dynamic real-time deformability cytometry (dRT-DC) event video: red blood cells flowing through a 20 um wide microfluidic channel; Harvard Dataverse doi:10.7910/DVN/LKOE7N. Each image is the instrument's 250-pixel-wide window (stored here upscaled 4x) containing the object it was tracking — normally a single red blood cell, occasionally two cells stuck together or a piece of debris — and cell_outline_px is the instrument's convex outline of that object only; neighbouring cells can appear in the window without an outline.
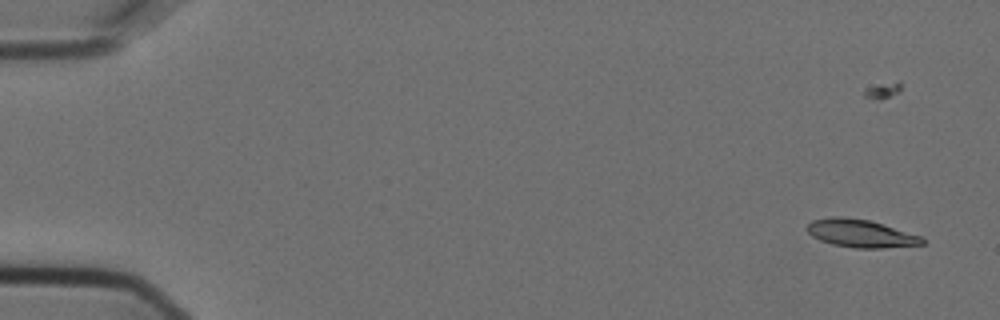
{"species": "Egyptian fruit bat (a non-hibernating species)", "species_latin": "Rousettus aegyptiacus", "temperature_condition": "cold", "stored_images_in_passage": 55, "camera_frame_rate_fps": 3000, "um_per_image_px": 0.085, "animal": {"sex": "female"}, "frame": {"image": 1, "passage_image": 1, "time_ms": 0.0, "image_size_px": [1000, 320], "cell_outline_px": [[924, 244], [884, 248], [856, 248], [832, 244], [820, 240], [812, 236], [804, 228], [812, 220], [832, 216], [844, 216], [868, 220], [924, 236]], "centroid_in_image_um": [73.15, 19.83], "position_along_channel_um": 11.8, "area_um2": 18.84}}
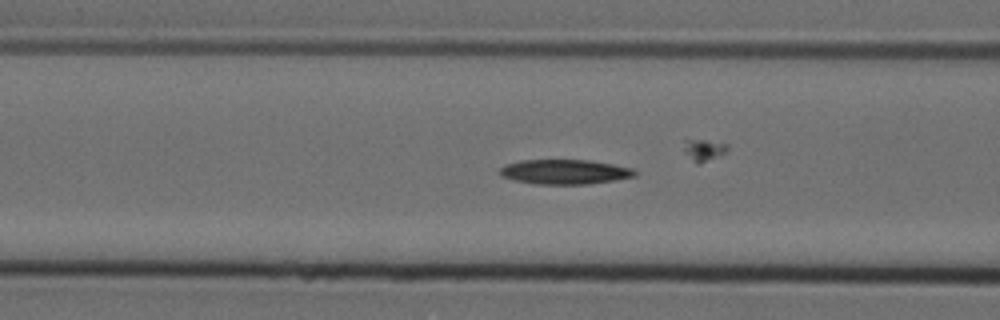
{"frame": {"image": 2, "passage_image": 21, "time_ms": 6.667, "image_size_px": [1000, 320], "cell_outline_px": [[636, 176], [616, 180], [588, 184], [536, 184], [516, 180], [500, 176], [496, 172], [504, 164], [520, 160], [588, 160], [636, 168]], "centroid_in_image_um": [47.99, 14.6], "position_along_channel_um": 118.6, "area_um2": 19.65}}
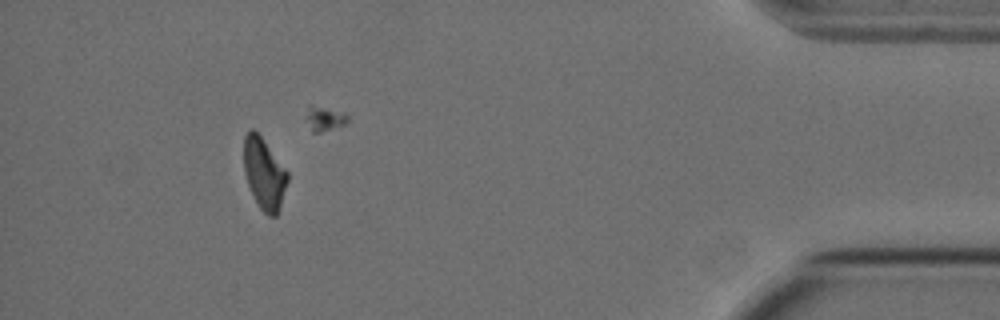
{"frame": {"image": 3, "passage_image": 50, "time_ms": 16.333, "image_size_px": [1000, 320], "cell_outline_px": [[288, 180], [276, 216], [268, 216], [260, 208], [248, 184], [244, 172], [244, 136], [252, 128], [260, 136], [288, 172]], "centroid_in_image_um": [22.44, 14.75], "position_along_channel_um": 412.8, "area_um2": 17.63}, "authors_computed_cell_mechanics": {"area_um2": 19.652, "velocity_mm_per_s": 3.6265, "shape_relaxation_time_tau1_ms": 10.1405, "shape_relaxation_time_tau2_ms": null, "deformation_change_tau1": 0.2185, "deformation_change_tau2": null}}